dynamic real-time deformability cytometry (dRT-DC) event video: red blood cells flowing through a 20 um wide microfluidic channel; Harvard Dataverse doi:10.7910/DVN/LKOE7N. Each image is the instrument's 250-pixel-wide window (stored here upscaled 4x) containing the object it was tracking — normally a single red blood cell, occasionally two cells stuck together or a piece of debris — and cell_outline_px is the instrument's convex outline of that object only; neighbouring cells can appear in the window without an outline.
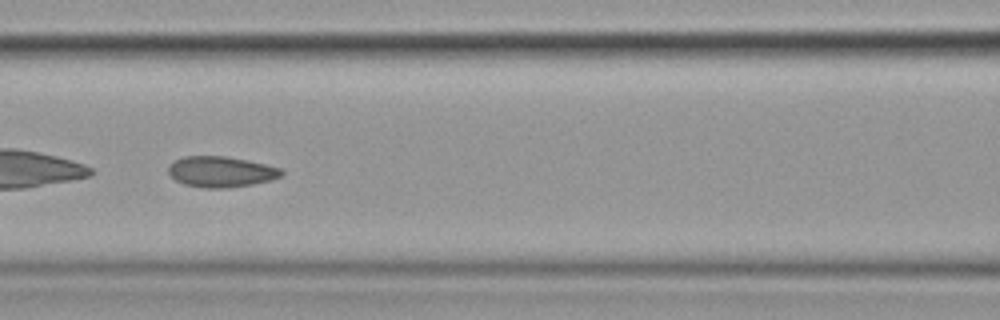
{"species": "common noctule bat (a hibernating species)", "species_latin": "Nyctalus noctula", "temperature_condition": "cold", "stored_images_in_passage": 12, "camera_frame_rate_fps": 3000, "um_per_image_px": 0.085, "animal": {"sex": "female", "body_mass_g": 19.9}, "frame": {"image": 1, "passage_image": 7, "time_ms": 7.667, "image_size_px": [1000, 320], "cell_outline_px": [[284, 172], [280, 176], [272, 180], [252, 184], [224, 188], [204, 188], [184, 184], [176, 180], [168, 172], [168, 164], [184, 156], [224, 156], [248, 160], [280, 168]], "centroid_in_image_um": [18.77, 14.59], "position_along_channel_um": 147.8, "area_um2": 20.17}}
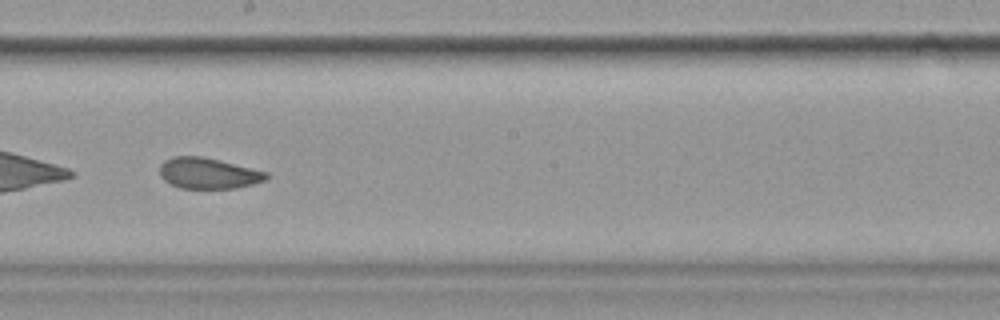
{"frame": {"image": 2, "passage_image": 9, "time_ms": 10.0, "image_size_px": [1000, 320], "cell_outline_px": [[268, 176], [264, 180], [252, 184], [236, 188], [180, 188], [164, 180], [160, 176], [160, 164], [164, 160], [172, 156], [204, 156], [268, 172]], "centroid_in_image_um": [17.67, 14.71], "position_along_channel_um": 230.5, "area_um2": 19.19}}
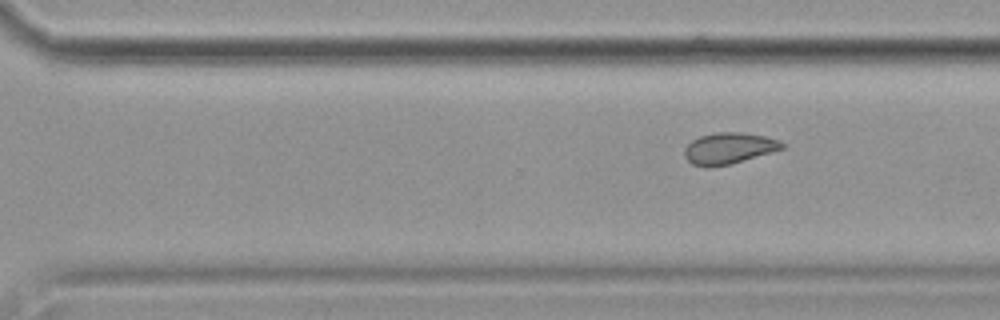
{"frame": {"image": 3, "passage_image": 12, "time_ms": 14.333, "image_size_px": [1000, 320], "cell_outline_px": [[784, 148], [728, 164], [708, 168], [692, 164], [684, 156], [684, 148], [692, 140], [700, 136], [716, 132], [740, 132], [764, 136], [780, 140], [784, 144]], "centroid_in_image_um": [61.91, 12.6], "position_along_channel_um": 308.7, "area_um2": 17.57}}